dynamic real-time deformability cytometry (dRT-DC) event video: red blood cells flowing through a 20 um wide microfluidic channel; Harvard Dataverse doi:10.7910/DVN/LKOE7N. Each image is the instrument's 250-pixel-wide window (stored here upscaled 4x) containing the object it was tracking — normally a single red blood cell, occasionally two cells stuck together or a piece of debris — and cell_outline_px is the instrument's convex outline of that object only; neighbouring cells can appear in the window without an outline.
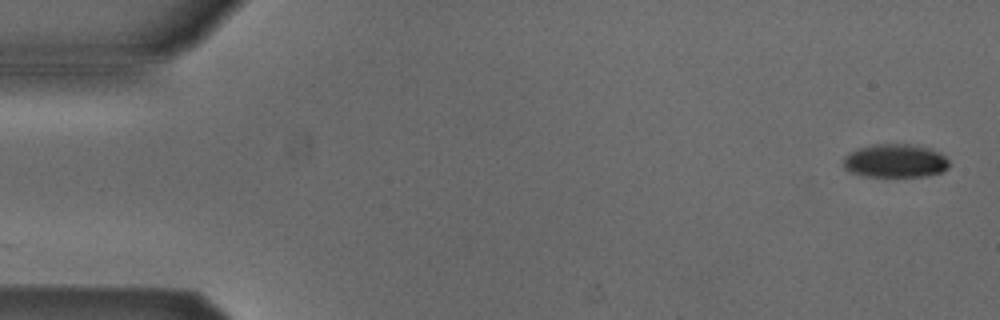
{"species": "Egyptian fruit bat (a non-hibernating species)", "species_latin": "Rousettus aegyptiacus", "temperature_condition": "cold", "stored_images_in_passage": 5, "camera_frame_rate_fps": 3000, "um_per_image_px": 0.085, "animal": {"sex": "male"}, "frame": {"image": 1, "passage_image": 1, "time_ms": 0.0, "image_size_px": [1000, 320], "cell_outline_px": [[948, 168], [944, 172], [924, 176], [864, 176], [852, 172], [844, 168], [844, 156], [848, 152], [860, 148], [876, 144], [908, 144], [928, 148], [944, 156], [948, 160]], "centroid_in_image_um": [76.08, 13.68], "position_along_channel_um": 8.9, "area_um2": 20.4}}
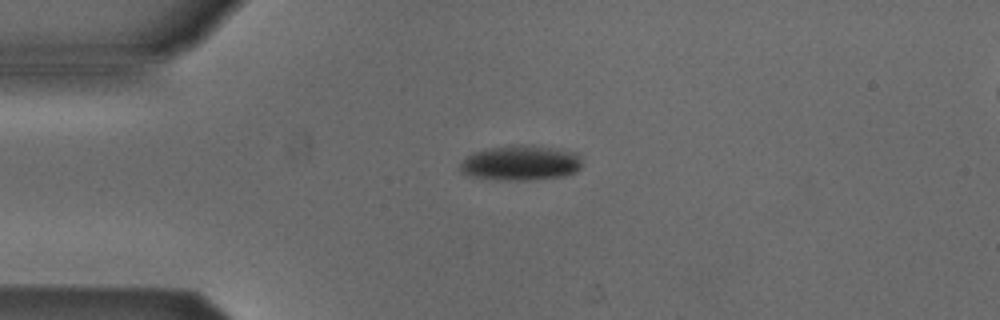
{"frame": {"image": 2, "passage_image": 4, "time_ms": 1.0, "image_size_px": [1000, 320], "cell_outline_px": [[580, 168], [576, 172], [564, 176], [532, 180], [496, 180], [468, 176], [460, 172], [460, 164], [472, 152], [488, 148], [520, 144], [532, 144], [556, 148], [576, 152], [580, 156]], "centroid_in_image_um": [44.25, 13.84], "position_along_channel_um": 40.7, "area_um2": 25.32}}